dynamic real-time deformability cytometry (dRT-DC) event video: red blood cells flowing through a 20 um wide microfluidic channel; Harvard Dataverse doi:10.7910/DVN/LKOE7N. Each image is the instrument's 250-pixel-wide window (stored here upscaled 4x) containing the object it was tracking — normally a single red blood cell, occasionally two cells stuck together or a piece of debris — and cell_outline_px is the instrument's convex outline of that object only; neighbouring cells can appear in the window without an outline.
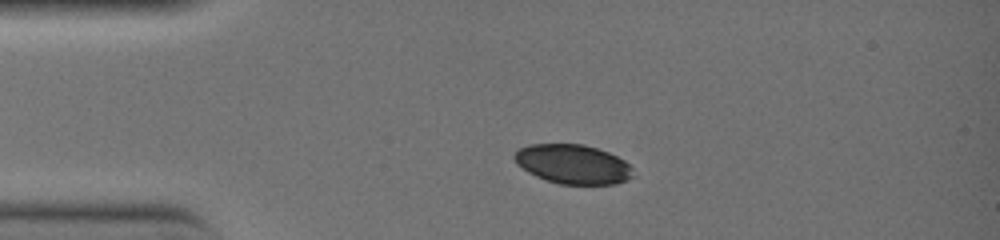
{"species": "common noctule bat (a hibernating species)", "species_latin": "Nyctalus noctula", "temperature_condition": "warm", "stored_images_in_passage": 4, "camera_frame_rate_fps": 3000, "um_per_image_px": 0.085, "animal": {"sex": "female", "body_mass_g": 19.0, "forearm_length_mm": 51.5}, "frame": {"image": 1, "passage_image": 1, "time_ms": 0.0, "image_size_px": [1000, 240], "cell_outline_px": [[632, 176], [628, 180], [616, 184], [560, 184], [536, 176], [528, 172], [516, 164], [512, 156], [516, 148], [528, 144], [584, 144], [608, 152], [624, 160], [632, 168]], "centroid_in_image_um": [48.65, 13.94], "position_along_channel_um": 36.3, "area_um2": 27.34}}